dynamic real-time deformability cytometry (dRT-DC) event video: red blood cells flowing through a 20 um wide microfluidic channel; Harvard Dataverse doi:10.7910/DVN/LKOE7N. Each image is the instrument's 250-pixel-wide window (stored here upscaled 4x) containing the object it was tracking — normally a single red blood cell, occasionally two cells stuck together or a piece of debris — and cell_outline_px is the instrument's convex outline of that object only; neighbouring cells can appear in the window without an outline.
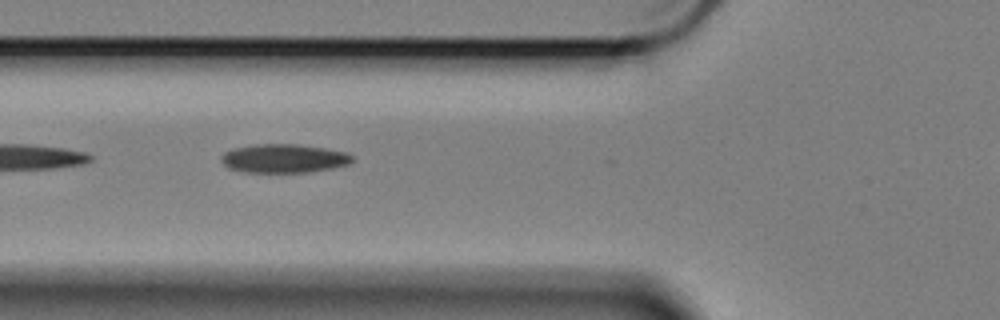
{"species": "Egyptian fruit bat (a non-hibernating species)", "species_latin": "Rousettus aegyptiacus", "temperature_condition": "cold", "stored_images_in_passage": 14, "camera_frame_rate_fps": 3000, "um_per_image_px": 0.085, "animal": {"sex": "female"}, "frame": {"image": 1, "passage_image": 3, "time_ms": 0.667, "image_size_px": [1000, 320], "cell_outline_px": [[352, 160], [348, 164], [332, 168], [308, 172], [244, 172], [228, 168], [220, 160], [220, 156], [224, 152], [232, 148], [256, 144], [296, 144], [324, 148], [344, 152], [352, 156]], "centroid_in_image_um": [24.06, 13.46], "position_along_channel_um": 101.7, "area_um2": 21.85}}
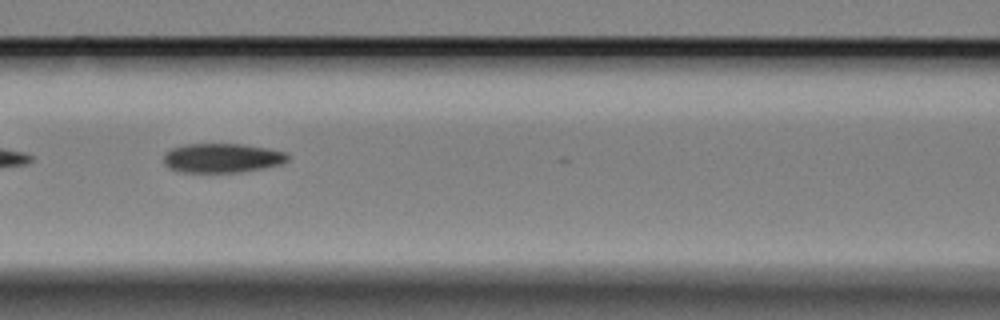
{"frame": {"image": 2, "passage_image": 7, "time_ms": 2.0, "image_size_px": [1000, 320], "cell_outline_px": [[288, 160], [280, 164], [260, 168], [236, 172], [184, 172], [172, 168], [164, 164], [164, 156], [172, 148], [188, 144], [240, 144], [268, 148], [284, 152], [288, 156]], "centroid_in_image_um": [18.88, 13.42], "position_along_channel_um": 147.7, "area_um2": 20.69}}
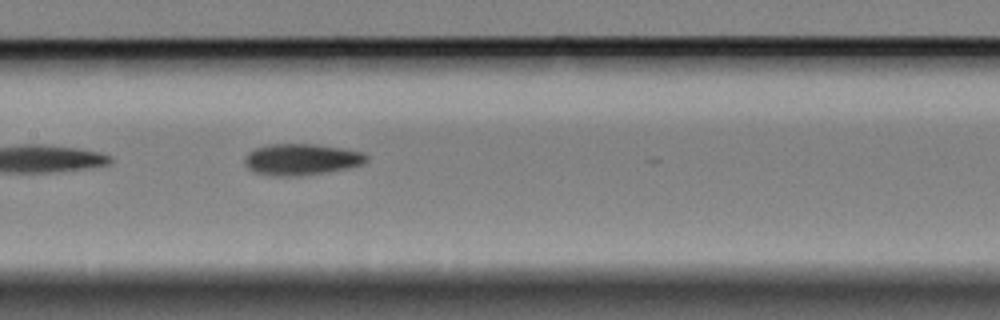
{"frame": {"image": 3, "passage_image": 10, "time_ms": 3.0, "image_size_px": [1000, 320], "cell_outline_px": [[368, 160], [364, 164], [348, 168], [328, 172], [300, 176], [272, 176], [252, 172], [244, 164], [244, 160], [248, 152], [256, 148], [268, 144], [316, 144], [364, 152], [368, 156]], "centroid_in_image_um": [25.62, 13.56], "position_along_channel_um": 181.8, "area_um2": 22.54}}